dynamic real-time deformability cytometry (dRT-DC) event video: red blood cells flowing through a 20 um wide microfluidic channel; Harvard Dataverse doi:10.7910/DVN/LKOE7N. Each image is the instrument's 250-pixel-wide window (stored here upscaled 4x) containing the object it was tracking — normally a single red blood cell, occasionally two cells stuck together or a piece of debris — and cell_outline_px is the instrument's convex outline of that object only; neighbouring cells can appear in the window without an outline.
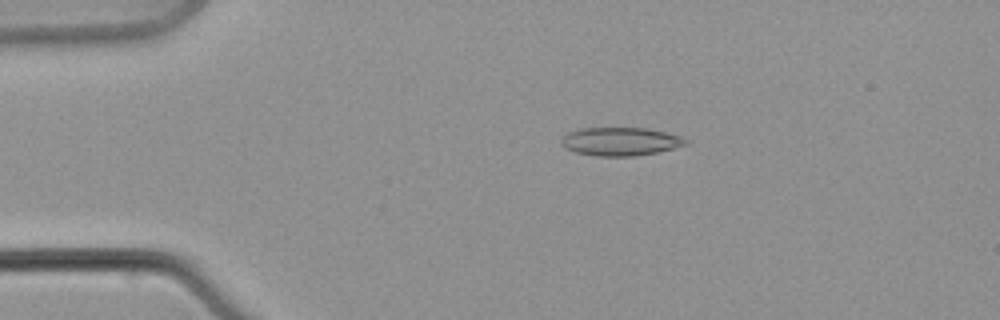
{"species": "common noctule bat (a hibernating species)", "species_latin": "Nyctalus noctula", "temperature_condition": "warm", "stored_images_in_passage": 7, "camera_frame_rate_fps": 3000, "um_per_image_px": 0.085, "animal": {"sex": "male", "body_mass_g": 21.5, "forearm_length_mm": 52.0}, "frame": {"image": 1, "passage_image": 4, "time_ms": 3.667, "image_size_px": [1000, 320], "cell_outline_px": [[688, 144], [656, 152], [636, 156], [596, 156], [576, 152], [564, 148], [560, 140], [568, 132], [580, 128], [644, 128], [664, 132], [680, 136], [688, 140]], "centroid_in_image_um": [52.71, 12.03], "position_along_channel_um": 32.3, "area_um2": 20.4}}
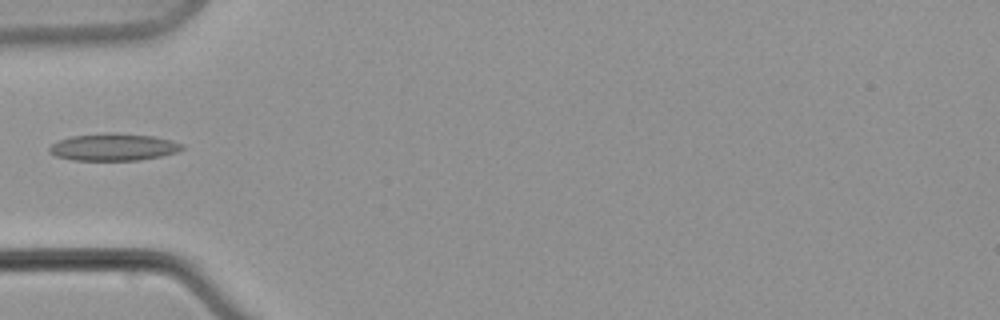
{"frame": {"image": 2, "passage_image": 7, "time_ms": 7.333, "image_size_px": [1000, 320], "cell_outline_px": [[184, 148], [176, 152], [160, 156], [140, 160], [72, 160], [56, 156], [48, 152], [48, 148], [52, 144], [60, 140], [72, 136], [108, 132], [112, 132], [152, 136], [172, 140], [184, 144]], "centroid_in_image_um": [9.65, 12.5], "position_along_channel_um": 75.4, "area_um2": 21.04}}